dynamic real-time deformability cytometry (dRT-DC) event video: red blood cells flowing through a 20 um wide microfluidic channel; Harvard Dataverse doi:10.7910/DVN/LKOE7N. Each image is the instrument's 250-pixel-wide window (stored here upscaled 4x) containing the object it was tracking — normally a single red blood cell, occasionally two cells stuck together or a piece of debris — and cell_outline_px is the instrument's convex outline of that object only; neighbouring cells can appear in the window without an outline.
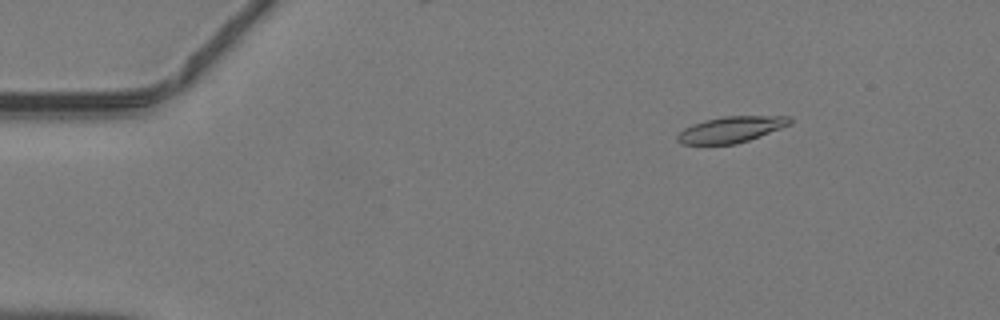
{"species": "common noctule bat (a hibernating species)", "species_latin": "Nyctalus noctula", "temperature_condition": "warm", "stored_images_in_passage": 16, "camera_frame_rate_fps": 3000, "um_per_image_px": 0.085, "animal": {"sex": "male", "body_mass_g": 19.2, "forearm_length_mm": 51.8}, "frame": {"image": 1, "passage_image": 7, "time_ms": 2.0, "image_size_px": [1000, 320], "cell_outline_px": [[792, 124], [748, 140], [736, 144], [684, 144], [676, 140], [676, 136], [684, 128], [692, 124], [704, 120], [724, 116], [788, 116], [792, 120]], "centroid_in_image_um": [62.13, 11.0], "position_along_channel_um": 22.9, "area_um2": 16.99}}